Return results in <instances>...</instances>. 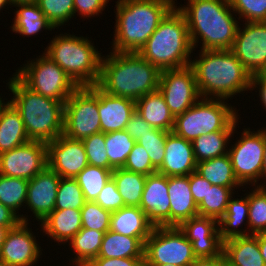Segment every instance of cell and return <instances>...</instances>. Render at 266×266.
<instances>
[{
	"mask_svg": "<svg viewBox=\"0 0 266 266\" xmlns=\"http://www.w3.org/2000/svg\"><path fill=\"white\" fill-rule=\"evenodd\" d=\"M140 208L154 227L170 226L168 177L155 172L147 176Z\"/></svg>",
	"mask_w": 266,
	"mask_h": 266,
	"instance_id": "obj_20",
	"label": "cell"
},
{
	"mask_svg": "<svg viewBox=\"0 0 266 266\" xmlns=\"http://www.w3.org/2000/svg\"><path fill=\"white\" fill-rule=\"evenodd\" d=\"M39 224L48 238L65 245L82 229L81 210H54Z\"/></svg>",
	"mask_w": 266,
	"mask_h": 266,
	"instance_id": "obj_24",
	"label": "cell"
},
{
	"mask_svg": "<svg viewBox=\"0 0 266 266\" xmlns=\"http://www.w3.org/2000/svg\"><path fill=\"white\" fill-rule=\"evenodd\" d=\"M264 160L261 172V179H265L263 182L261 181L258 186H266V127L264 128ZM263 183V184H261Z\"/></svg>",
	"mask_w": 266,
	"mask_h": 266,
	"instance_id": "obj_56",
	"label": "cell"
},
{
	"mask_svg": "<svg viewBox=\"0 0 266 266\" xmlns=\"http://www.w3.org/2000/svg\"><path fill=\"white\" fill-rule=\"evenodd\" d=\"M123 169L146 176L157 172V169L151 164L147 151L137 142L129 153Z\"/></svg>",
	"mask_w": 266,
	"mask_h": 266,
	"instance_id": "obj_47",
	"label": "cell"
},
{
	"mask_svg": "<svg viewBox=\"0 0 266 266\" xmlns=\"http://www.w3.org/2000/svg\"><path fill=\"white\" fill-rule=\"evenodd\" d=\"M29 222L11 228L0 250V258L7 266H34L42 255L41 246L30 229Z\"/></svg>",
	"mask_w": 266,
	"mask_h": 266,
	"instance_id": "obj_18",
	"label": "cell"
},
{
	"mask_svg": "<svg viewBox=\"0 0 266 266\" xmlns=\"http://www.w3.org/2000/svg\"><path fill=\"white\" fill-rule=\"evenodd\" d=\"M98 257L144 258V242L140 238L108 230L104 233Z\"/></svg>",
	"mask_w": 266,
	"mask_h": 266,
	"instance_id": "obj_31",
	"label": "cell"
},
{
	"mask_svg": "<svg viewBox=\"0 0 266 266\" xmlns=\"http://www.w3.org/2000/svg\"><path fill=\"white\" fill-rule=\"evenodd\" d=\"M181 6V7H180ZM176 8L184 15L193 49L230 50L240 22L228 0H188ZM196 46V47H195Z\"/></svg>",
	"mask_w": 266,
	"mask_h": 266,
	"instance_id": "obj_1",
	"label": "cell"
},
{
	"mask_svg": "<svg viewBox=\"0 0 266 266\" xmlns=\"http://www.w3.org/2000/svg\"><path fill=\"white\" fill-rule=\"evenodd\" d=\"M11 3V6H15L18 4H29V3H36V0H9Z\"/></svg>",
	"mask_w": 266,
	"mask_h": 266,
	"instance_id": "obj_59",
	"label": "cell"
},
{
	"mask_svg": "<svg viewBox=\"0 0 266 266\" xmlns=\"http://www.w3.org/2000/svg\"><path fill=\"white\" fill-rule=\"evenodd\" d=\"M61 177L48 166L28 181L26 195L27 209L41 223L55 210L57 189Z\"/></svg>",
	"mask_w": 266,
	"mask_h": 266,
	"instance_id": "obj_19",
	"label": "cell"
},
{
	"mask_svg": "<svg viewBox=\"0 0 266 266\" xmlns=\"http://www.w3.org/2000/svg\"><path fill=\"white\" fill-rule=\"evenodd\" d=\"M243 22H266V0H228ZM245 19V20H243Z\"/></svg>",
	"mask_w": 266,
	"mask_h": 266,
	"instance_id": "obj_45",
	"label": "cell"
},
{
	"mask_svg": "<svg viewBox=\"0 0 266 266\" xmlns=\"http://www.w3.org/2000/svg\"><path fill=\"white\" fill-rule=\"evenodd\" d=\"M112 178L117 190L122 196L125 206L140 207L142 193L147 176L141 173L116 168L112 172Z\"/></svg>",
	"mask_w": 266,
	"mask_h": 266,
	"instance_id": "obj_35",
	"label": "cell"
},
{
	"mask_svg": "<svg viewBox=\"0 0 266 266\" xmlns=\"http://www.w3.org/2000/svg\"><path fill=\"white\" fill-rule=\"evenodd\" d=\"M170 198V226L179 227L184 221L198 215L189 185V175L168 177Z\"/></svg>",
	"mask_w": 266,
	"mask_h": 266,
	"instance_id": "obj_23",
	"label": "cell"
},
{
	"mask_svg": "<svg viewBox=\"0 0 266 266\" xmlns=\"http://www.w3.org/2000/svg\"><path fill=\"white\" fill-rule=\"evenodd\" d=\"M86 200L75 178H61L57 189L55 210L79 209Z\"/></svg>",
	"mask_w": 266,
	"mask_h": 266,
	"instance_id": "obj_41",
	"label": "cell"
},
{
	"mask_svg": "<svg viewBox=\"0 0 266 266\" xmlns=\"http://www.w3.org/2000/svg\"><path fill=\"white\" fill-rule=\"evenodd\" d=\"M196 259L192 243L177 226L154 227L144 243V264L190 266Z\"/></svg>",
	"mask_w": 266,
	"mask_h": 266,
	"instance_id": "obj_11",
	"label": "cell"
},
{
	"mask_svg": "<svg viewBox=\"0 0 266 266\" xmlns=\"http://www.w3.org/2000/svg\"><path fill=\"white\" fill-rule=\"evenodd\" d=\"M158 90L174 118L201 98L190 66L162 70Z\"/></svg>",
	"mask_w": 266,
	"mask_h": 266,
	"instance_id": "obj_13",
	"label": "cell"
},
{
	"mask_svg": "<svg viewBox=\"0 0 266 266\" xmlns=\"http://www.w3.org/2000/svg\"><path fill=\"white\" fill-rule=\"evenodd\" d=\"M35 59V60H34ZM13 73L30 90L63 103L78 88L67 73L44 52Z\"/></svg>",
	"mask_w": 266,
	"mask_h": 266,
	"instance_id": "obj_9",
	"label": "cell"
},
{
	"mask_svg": "<svg viewBox=\"0 0 266 266\" xmlns=\"http://www.w3.org/2000/svg\"><path fill=\"white\" fill-rule=\"evenodd\" d=\"M100 132L98 86L78 87L64 105L63 135L83 140Z\"/></svg>",
	"mask_w": 266,
	"mask_h": 266,
	"instance_id": "obj_10",
	"label": "cell"
},
{
	"mask_svg": "<svg viewBox=\"0 0 266 266\" xmlns=\"http://www.w3.org/2000/svg\"><path fill=\"white\" fill-rule=\"evenodd\" d=\"M95 202L103 209L109 210L111 212L119 210L125 206L122 196L119 194L113 178L106 183Z\"/></svg>",
	"mask_w": 266,
	"mask_h": 266,
	"instance_id": "obj_48",
	"label": "cell"
},
{
	"mask_svg": "<svg viewBox=\"0 0 266 266\" xmlns=\"http://www.w3.org/2000/svg\"><path fill=\"white\" fill-rule=\"evenodd\" d=\"M259 248L266 264V237L262 233H259Z\"/></svg>",
	"mask_w": 266,
	"mask_h": 266,
	"instance_id": "obj_57",
	"label": "cell"
},
{
	"mask_svg": "<svg viewBox=\"0 0 266 266\" xmlns=\"http://www.w3.org/2000/svg\"><path fill=\"white\" fill-rule=\"evenodd\" d=\"M255 89H259L260 103L262 104L261 106H264L263 109L266 111V78L261 74L252 76L251 90Z\"/></svg>",
	"mask_w": 266,
	"mask_h": 266,
	"instance_id": "obj_54",
	"label": "cell"
},
{
	"mask_svg": "<svg viewBox=\"0 0 266 266\" xmlns=\"http://www.w3.org/2000/svg\"><path fill=\"white\" fill-rule=\"evenodd\" d=\"M46 145L48 167L61 178H75L89 165L82 140L62 134Z\"/></svg>",
	"mask_w": 266,
	"mask_h": 266,
	"instance_id": "obj_16",
	"label": "cell"
},
{
	"mask_svg": "<svg viewBox=\"0 0 266 266\" xmlns=\"http://www.w3.org/2000/svg\"><path fill=\"white\" fill-rule=\"evenodd\" d=\"M21 222L20 217L10 208L0 203V225L17 226Z\"/></svg>",
	"mask_w": 266,
	"mask_h": 266,
	"instance_id": "obj_53",
	"label": "cell"
},
{
	"mask_svg": "<svg viewBox=\"0 0 266 266\" xmlns=\"http://www.w3.org/2000/svg\"><path fill=\"white\" fill-rule=\"evenodd\" d=\"M262 234L266 237V230Z\"/></svg>",
	"mask_w": 266,
	"mask_h": 266,
	"instance_id": "obj_65",
	"label": "cell"
},
{
	"mask_svg": "<svg viewBox=\"0 0 266 266\" xmlns=\"http://www.w3.org/2000/svg\"><path fill=\"white\" fill-rule=\"evenodd\" d=\"M261 75L266 78V69L262 72Z\"/></svg>",
	"mask_w": 266,
	"mask_h": 266,
	"instance_id": "obj_64",
	"label": "cell"
},
{
	"mask_svg": "<svg viewBox=\"0 0 266 266\" xmlns=\"http://www.w3.org/2000/svg\"><path fill=\"white\" fill-rule=\"evenodd\" d=\"M189 185L194 202L198 205L206 196L210 182L200 176L196 171L189 175Z\"/></svg>",
	"mask_w": 266,
	"mask_h": 266,
	"instance_id": "obj_50",
	"label": "cell"
},
{
	"mask_svg": "<svg viewBox=\"0 0 266 266\" xmlns=\"http://www.w3.org/2000/svg\"><path fill=\"white\" fill-rule=\"evenodd\" d=\"M227 102L222 99L200 98L183 114L175 117L172 131L192 142L203 134L224 130L239 116L237 108Z\"/></svg>",
	"mask_w": 266,
	"mask_h": 266,
	"instance_id": "obj_8",
	"label": "cell"
},
{
	"mask_svg": "<svg viewBox=\"0 0 266 266\" xmlns=\"http://www.w3.org/2000/svg\"><path fill=\"white\" fill-rule=\"evenodd\" d=\"M244 196L245 197L241 196L240 199L235 198V196L234 197L232 196L228 201L227 209L224 216L219 220V230H220L221 239L223 241H226L234 237L249 235L248 193L247 194L245 193ZM242 225L246 226L245 229H242L243 227Z\"/></svg>",
	"mask_w": 266,
	"mask_h": 266,
	"instance_id": "obj_30",
	"label": "cell"
},
{
	"mask_svg": "<svg viewBox=\"0 0 266 266\" xmlns=\"http://www.w3.org/2000/svg\"><path fill=\"white\" fill-rule=\"evenodd\" d=\"M136 141L125 130L105 134L109 169L123 168Z\"/></svg>",
	"mask_w": 266,
	"mask_h": 266,
	"instance_id": "obj_38",
	"label": "cell"
},
{
	"mask_svg": "<svg viewBox=\"0 0 266 266\" xmlns=\"http://www.w3.org/2000/svg\"><path fill=\"white\" fill-rule=\"evenodd\" d=\"M235 188L237 190L240 187L208 186L206 196L197 205L198 215L212 217L219 221L226 212L229 199L236 194Z\"/></svg>",
	"mask_w": 266,
	"mask_h": 266,
	"instance_id": "obj_37",
	"label": "cell"
},
{
	"mask_svg": "<svg viewBox=\"0 0 266 266\" xmlns=\"http://www.w3.org/2000/svg\"><path fill=\"white\" fill-rule=\"evenodd\" d=\"M189 66L201 98L228 100L251 91L252 76L231 50H201Z\"/></svg>",
	"mask_w": 266,
	"mask_h": 266,
	"instance_id": "obj_2",
	"label": "cell"
},
{
	"mask_svg": "<svg viewBox=\"0 0 266 266\" xmlns=\"http://www.w3.org/2000/svg\"><path fill=\"white\" fill-rule=\"evenodd\" d=\"M168 131L152 128L136 142L147 151L151 164L158 169L164 160L165 144Z\"/></svg>",
	"mask_w": 266,
	"mask_h": 266,
	"instance_id": "obj_43",
	"label": "cell"
},
{
	"mask_svg": "<svg viewBox=\"0 0 266 266\" xmlns=\"http://www.w3.org/2000/svg\"><path fill=\"white\" fill-rule=\"evenodd\" d=\"M161 70L138 53L111 51L101 61L97 86L105 93L137 101L159 88Z\"/></svg>",
	"mask_w": 266,
	"mask_h": 266,
	"instance_id": "obj_3",
	"label": "cell"
},
{
	"mask_svg": "<svg viewBox=\"0 0 266 266\" xmlns=\"http://www.w3.org/2000/svg\"><path fill=\"white\" fill-rule=\"evenodd\" d=\"M8 81L13 94L8 101L19 112L30 140L47 143L63 134L65 103L30 90L14 74Z\"/></svg>",
	"mask_w": 266,
	"mask_h": 266,
	"instance_id": "obj_5",
	"label": "cell"
},
{
	"mask_svg": "<svg viewBox=\"0 0 266 266\" xmlns=\"http://www.w3.org/2000/svg\"><path fill=\"white\" fill-rule=\"evenodd\" d=\"M176 0H117L111 51L138 53Z\"/></svg>",
	"mask_w": 266,
	"mask_h": 266,
	"instance_id": "obj_4",
	"label": "cell"
},
{
	"mask_svg": "<svg viewBox=\"0 0 266 266\" xmlns=\"http://www.w3.org/2000/svg\"><path fill=\"white\" fill-rule=\"evenodd\" d=\"M238 27L231 52L255 76L266 69V22H244Z\"/></svg>",
	"mask_w": 266,
	"mask_h": 266,
	"instance_id": "obj_14",
	"label": "cell"
},
{
	"mask_svg": "<svg viewBox=\"0 0 266 266\" xmlns=\"http://www.w3.org/2000/svg\"><path fill=\"white\" fill-rule=\"evenodd\" d=\"M239 139L229 146L228 155L235 177L242 186H258L264 160V127L251 131L243 128Z\"/></svg>",
	"mask_w": 266,
	"mask_h": 266,
	"instance_id": "obj_12",
	"label": "cell"
},
{
	"mask_svg": "<svg viewBox=\"0 0 266 266\" xmlns=\"http://www.w3.org/2000/svg\"><path fill=\"white\" fill-rule=\"evenodd\" d=\"M136 112L153 128L171 132L174 116L159 90L148 93L135 101Z\"/></svg>",
	"mask_w": 266,
	"mask_h": 266,
	"instance_id": "obj_27",
	"label": "cell"
},
{
	"mask_svg": "<svg viewBox=\"0 0 266 266\" xmlns=\"http://www.w3.org/2000/svg\"><path fill=\"white\" fill-rule=\"evenodd\" d=\"M5 101H4V98H3V100H2V97H1V95H0V107H1V105L4 103Z\"/></svg>",
	"mask_w": 266,
	"mask_h": 266,
	"instance_id": "obj_63",
	"label": "cell"
},
{
	"mask_svg": "<svg viewBox=\"0 0 266 266\" xmlns=\"http://www.w3.org/2000/svg\"><path fill=\"white\" fill-rule=\"evenodd\" d=\"M108 2L109 0H74V16L76 12L81 17H88V19L99 16L105 10L106 6L108 7Z\"/></svg>",
	"mask_w": 266,
	"mask_h": 266,
	"instance_id": "obj_49",
	"label": "cell"
},
{
	"mask_svg": "<svg viewBox=\"0 0 266 266\" xmlns=\"http://www.w3.org/2000/svg\"><path fill=\"white\" fill-rule=\"evenodd\" d=\"M104 232L82 228L69 242L74 258L70 260L75 266H86L98 257Z\"/></svg>",
	"mask_w": 266,
	"mask_h": 266,
	"instance_id": "obj_34",
	"label": "cell"
},
{
	"mask_svg": "<svg viewBox=\"0 0 266 266\" xmlns=\"http://www.w3.org/2000/svg\"><path fill=\"white\" fill-rule=\"evenodd\" d=\"M14 7L18 8L13 9L15 15L10 27L13 33L31 37L42 30H55L36 3L18 4Z\"/></svg>",
	"mask_w": 266,
	"mask_h": 266,
	"instance_id": "obj_32",
	"label": "cell"
},
{
	"mask_svg": "<svg viewBox=\"0 0 266 266\" xmlns=\"http://www.w3.org/2000/svg\"><path fill=\"white\" fill-rule=\"evenodd\" d=\"M111 169L87 165L76 177L86 201H95L106 183L112 178Z\"/></svg>",
	"mask_w": 266,
	"mask_h": 266,
	"instance_id": "obj_39",
	"label": "cell"
},
{
	"mask_svg": "<svg viewBox=\"0 0 266 266\" xmlns=\"http://www.w3.org/2000/svg\"><path fill=\"white\" fill-rule=\"evenodd\" d=\"M143 266H177L173 264H143Z\"/></svg>",
	"mask_w": 266,
	"mask_h": 266,
	"instance_id": "obj_61",
	"label": "cell"
},
{
	"mask_svg": "<svg viewBox=\"0 0 266 266\" xmlns=\"http://www.w3.org/2000/svg\"><path fill=\"white\" fill-rule=\"evenodd\" d=\"M36 4L56 29L74 18V0H36Z\"/></svg>",
	"mask_w": 266,
	"mask_h": 266,
	"instance_id": "obj_42",
	"label": "cell"
},
{
	"mask_svg": "<svg viewBox=\"0 0 266 266\" xmlns=\"http://www.w3.org/2000/svg\"><path fill=\"white\" fill-rule=\"evenodd\" d=\"M196 166L192 142L173 131L169 132L166 137L164 160L157 172L167 177L184 176L195 172Z\"/></svg>",
	"mask_w": 266,
	"mask_h": 266,
	"instance_id": "obj_21",
	"label": "cell"
},
{
	"mask_svg": "<svg viewBox=\"0 0 266 266\" xmlns=\"http://www.w3.org/2000/svg\"><path fill=\"white\" fill-rule=\"evenodd\" d=\"M16 226H1L0 225V250L2 248V245L6 239V235L9 232L11 228H14Z\"/></svg>",
	"mask_w": 266,
	"mask_h": 266,
	"instance_id": "obj_58",
	"label": "cell"
},
{
	"mask_svg": "<svg viewBox=\"0 0 266 266\" xmlns=\"http://www.w3.org/2000/svg\"><path fill=\"white\" fill-rule=\"evenodd\" d=\"M0 266H7L5 262L0 258Z\"/></svg>",
	"mask_w": 266,
	"mask_h": 266,
	"instance_id": "obj_62",
	"label": "cell"
},
{
	"mask_svg": "<svg viewBox=\"0 0 266 266\" xmlns=\"http://www.w3.org/2000/svg\"><path fill=\"white\" fill-rule=\"evenodd\" d=\"M28 181L0 175V203L15 212L20 217L21 222L29 221L27 215L19 214L20 208L26 204Z\"/></svg>",
	"mask_w": 266,
	"mask_h": 266,
	"instance_id": "obj_36",
	"label": "cell"
},
{
	"mask_svg": "<svg viewBox=\"0 0 266 266\" xmlns=\"http://www.w3.org/2000/svg\"><path fill=\"white\" fill-rule=\"evenodd\" d=\"M196 172L212 185L244 188L235 177L228 153L197 163Z\"/></svg>",
	"mask_w": 266,
	"mask_h": 266,
	"instance_id": "obj_33",
	"label": "cell"
},
{
	"mask_svg": "<svg viewBox=\"0 0 266 266\" xmlns=\"http://www.w3.org/2000/svg\"><path fill=\"white\" fill-rule=\"evenodd\" d=\"M29 141L19 112L9 101L4 102L0 107V154Z\"/></svg>",
	"mask_w": 266,
	"mask_h": 266,
	"instance_id": "obj_28",
	"label": "cell"
},
{
	"mask_svg": "<svg viewBox=\"0 0 266 266\" xmlns=\"http://www.w3.org/2000/svg\"><path fill=\"white\" fill-rule=\"evenodd\" d=\"M153 127L148 124L136 111L131 115L126 125L125 131L132 139L137 141L145 133L149 132Z\"/></svg>",
	"mask_w": 266,
	"mask_h": 266,
	"instance_id": "obj_51",
	"label": "cell"
},
{
	"mask_svg": "<svg viewBox=\"0 0 266 266\" xmlns=\"http://www.w3.org/2000/svg\"><path fill=\"white\" fill-rule=\"evenodd\" d=\"M249 235L263 233L266 230V186H253L248 192Z\"/></svg>",
	"mask_w": 266,
	"mask_h": 266,
	"instance_id": "obj_40",
	"label": "cell"
},
{
	"mask_svg": "<svg viewBox=\"0 0 266 266\" xmlns=\"http://www.w3.org/2000/svg\"><path fill=\"white\" fill-rule=\"evenodd\" d=\"M98 111L101 132L106 134L125 130L131 115L136 111L135 101L107 94L98 87Z\"/></svg>",
	"mask_w": 266,
	"mask_h": 266,
	"instance_id": "obj_22",
	"label": "cell"
},
{
	"mask_svg": "<svg viewBox=\"0 0 266 266\" xmlns=\"http://www.w3.org/2000/svg\"><path fill=\"white\" fill-rule=\"evenodd\" d=\"M47 166L45 142L30 140L0 154V175L30 180Z\"/></svg>",
	"mask_w": 266,
	"mask_h": 266,
	"instance_id": "obj_15",
	"label": "cell"
},
{
	"mask_svg": "<svg viewBox=\"0 0 266 266\" xmlns=\"http://www.w3.org/2000/svg\"><path fill=\"white\" fill-rule=\"evenodd\" d=\"M193 51L186 19L175 6L138 54L162 71L189 66Z\"/></svg>",
	"mask_w": 266,
	"mask_h": 266,
	"instance_id": "obj_6",
	"label": "cell"
},
{
	"mask_svg": "<svg viewBox=\"0 0 266 266\" xmlns=\"http://www.w3.org/2000/svg\"><path fill=\"white\" fill-rule=\"evenodd\" d=\"M11 6V3L9 0H0V11H2L1 9H5V6H8V5Z\"/></svg>",
	"mask_w": 266,
	"mask_h": 266,
	"instance_id": "obj_60",
	"label": "cell"
},
{
	"mask_svg": "<svg viewBox=\"0 0 266 266\" xmlns=\"http://www.w3.org/2000/svg\"><path fill=\"white\" fill-rule=\"evenodd\" d=\"M190 266H227L224 256L196 259Z\"/></svg>",
	"mask_w": 266,
	"mask_h": 266,
	"instance_id": "obj_55",
	"label": "cell"
},
{
	"mask_svg": "<svg viewBox=\"0 0 266 266\" xmlns=\"http://www.w3.org/2000/svg\"><path fill=\"white\" fill-rule=\"evenodd\" d=\"M238 116L222 131L203 134L192 141L197 163L228 153V146L239 123ZM237 125V126H236ZM228 144V145H227Z\"/></svg>",
	"mask_w": 266,
	"mask_h": 266,
	"instance_id": "obj_29",
	"label": "cell"
},
{
	"mask_svg": "<svg viewBox=\"0 0 266 266\" xmlns=\"http://www.w3.org/2000/svg\"><path fill=\"white\" fill-rule=\"evenodd\" d=\"M82 143L90 165L109 169V159L105 146V133L93 134L83 139Z\"/></svg>",
	"mask_w": 266,
	"mask_h": 266,
	"instance_id": "obj_46",
	"label": "cell"
},
{
	"mask_svg": "<svg viewBox=\"0 0 266 266\" xmlns=\"http://www.w3.org/2000/svg\"><path fill=\"white\" fill-rule=\"evenodd\" d=\"M70 33L59 34L48 43L44 53L50 57L78 87L97 85L102 53L91 38Z\"/></svg>",
	"mask_w": 266,
	"mask_h": 266,
	"instance_id": "obj_7",
	"label": "cell"
},
{
	"mask_svg": "<svg viewBox=\"0 0 266 266\" xmlns=\"http://www.w3.org/2000/svg\"><path fill=\"white\" fill-rule=\"evenodd\" d=\"M144 258H103L97 257L86 266H143Z\"/></svg>",
	"mask_w": 266,
	"mask_h": 266,
	"instance_id": "obj_52",
	"label": "cell"
},
{
	"mask_svg": "<svg viewBox=\"0 0 266 266\" xmlns=\"http://www.w3.org/2000/svg\"><path fill=\"white\" fill-rule=\"evenodd\" d=\"M223 256L227 266H266L259 248V234L224 241Z\"/></svg>",
	"mask_w": 266,
	"mask_h": 266,
	"instance_id": "obj_25",
	"label": "cell"
},
{
	"mask_svg": "<svg viewBox=\"0 0 266 266\" xmlns=\"http://www.w3.org/2000/svg\"><path fill=\"white\" fill-rule=\"evenodd\" d=\"M179 228L192 243L197 259L214 258L223 255V240L219 221L212 217L194 216L184 221Z\"/></svg>",
	"mask_w": 266,
	"mask_h": 266,
	"instance_id": "obj_17",
	"label": "cell"
},
{
	"mask_svg": "<svg viewBox=\"0 0 266 266\" xmlns=\"http://www.w3.org/2000/svg\"><path fill=\"white\" fill-rule=\"evenodd\" d=\"M153 228L140 207L124 206L111 213L109 230L121 235L137 237L145 243Z\"/></svg>",
	"mask_w": 266,
	"mask_h": 266,
	"instance_id": "obj_26",
	"label": "cell"
},
{
	"mask_svg": "<svg viewBox=\"0 0 266 266\" xmlns=\"http://www.w3.org/2000/svg\"><path fill=\"white\" fill-rule=\"evenodd\" d=\"M111 213L95 201H86L81 209L82 228L106 233L110 228Z\"/></svg>",
	"mask_w": 266,
	"mask_h": 266,
	"instance_id": "obj_44",
	"label": "cell"
}]
</instances>
